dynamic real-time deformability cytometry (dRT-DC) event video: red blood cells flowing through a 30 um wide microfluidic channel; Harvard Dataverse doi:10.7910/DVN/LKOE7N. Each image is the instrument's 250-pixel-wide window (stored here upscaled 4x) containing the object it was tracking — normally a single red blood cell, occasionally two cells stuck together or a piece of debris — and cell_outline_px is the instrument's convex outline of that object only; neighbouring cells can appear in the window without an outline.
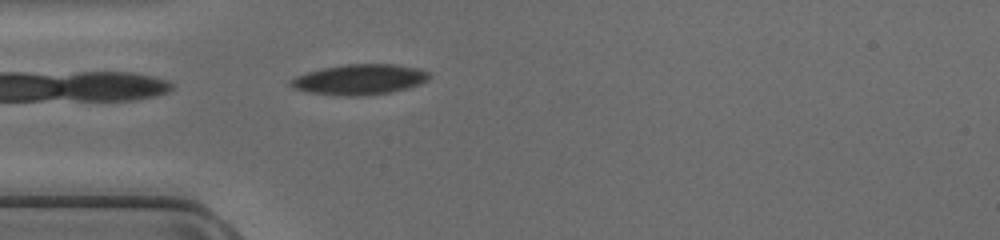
{"species": "common noctule bat (a hibernating species)", "species_latin": "Nyctalus noctula", "temperature_condition": "cold", "stored_images_in_passage": 28, "camera_frame_rate_fps": 3000, "um_per_image_px": 0.085, "animal": {"sex": "female", "body_mass_g": 17.0, "forearm_length_mm": 48.0}, "frame": {"image": 1, "passage_image": 1, "time_ms": 0.0, "image_size_px": [1000, 240], "cell_outline_px": [[432, 76], [428, 80], [420, 84], [408, 88], [392, 92], [364, 96], [344, 96], [308, 92], [296, 88], [288, 84], [288, 80], [296, 76], [308, 72], [324, 68], [348, 64], [396, 64], [416, 68], [428, 72]], "centroid_in_image_um": [30.59, 6.76], "position_along_channel_um": 54.4, "area_um2": 24.57}}
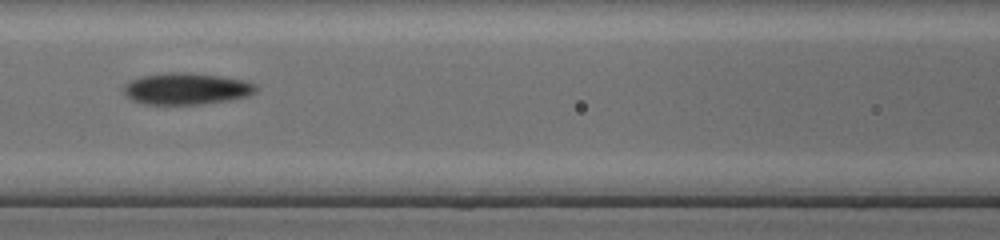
{"frame": {"image": 2, "passage_image": 8, "time_ms": 2.333, "image_size_px": [1000, 240], "cell_outline_px": [[260, 88], [256, 92], [248, 96], [228, 100], [200, 104], [144, 104], [132, 100], [120, 88], [124, 84], [140, 76], [168, 72], [192, 72], [220, 76], [244, 80], [256, 84]], "centroid_in_image_um": [15.85, 7.53], "position_along_channel_um": 150.7, "area_um2": 24.62}}
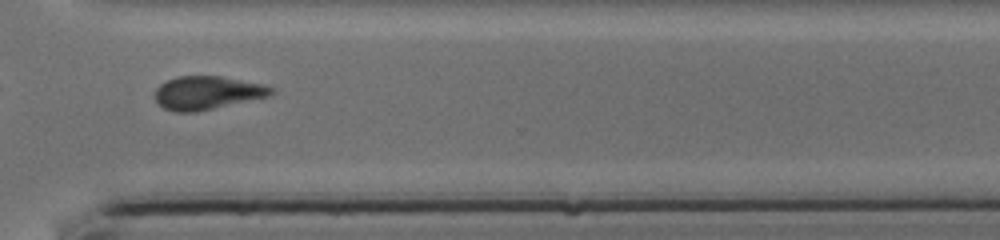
{"frame": {"image": 3, "passage_image": 22, "time_ms": 7.0, "image_size_px": [1000, 240], "cell_outline_px": [[276, 92], [272, 96], [196, 112], [176, 112], [164, 108], [156, 100], [156, 88], [160, 84], [176, 76], [220, 76], [264, 84], [272, 88]], "centroid_in_image_um": [17.66, 7.89], "position_along_channel_um": 352.9, "area_um2": 22.66}}